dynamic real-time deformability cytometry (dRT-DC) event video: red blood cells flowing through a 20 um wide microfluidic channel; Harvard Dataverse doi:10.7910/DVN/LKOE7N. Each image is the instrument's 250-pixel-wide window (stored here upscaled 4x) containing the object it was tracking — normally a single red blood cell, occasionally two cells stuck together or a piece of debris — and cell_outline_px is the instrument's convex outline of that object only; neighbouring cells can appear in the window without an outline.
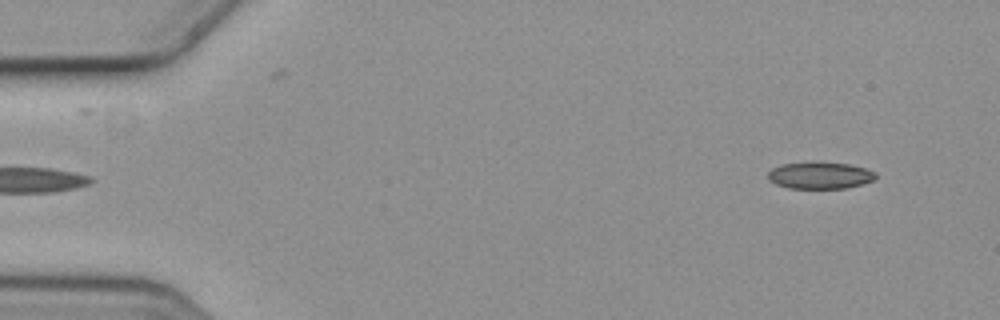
{"species": "common noctule bat (a hibernating species)", "species_latin": "Nyctalus noctula", "temperature_condition": "cold", "stored_images_in_passage": 6, "camera_frame_rate_fps": 3000, "um_per_image_px": 0.085, "animal": {"sex": "female", "body_mass_g": 19.3, "forearm_length_mm": 54.1}, "frame": {"image": 1, "passage_image": 1, "time_ms": 0.0, "image_size_px": [1000, 320], "cell_outline_px": [[876, 176], [872, 180], [860, 184], [844, 188], [788, 188], [776, 184], [768, 180], [768, 172], [772, 168], [780, 164], [812, 160], [848, 164], [864, 168], [876, 172]], "centroid_in_image_um": [69.63, 14.87], "position_along_channel_um": 15.4, "area_um2": 17.11}}
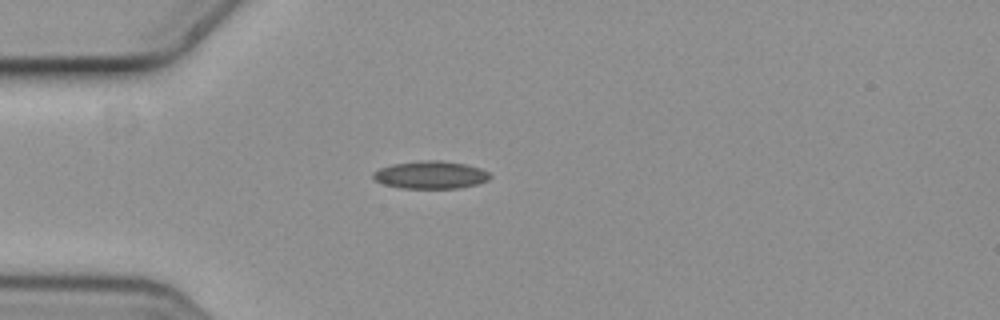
{"frame": {"image": 2, "passage_image": 4, "time_ms": 1.0, "image_size_px": [1000, 320], "cell_outline_px": [[492, 176], [488, 180], [476, 184], [456, 188], [400, 188], [384, 184], [376, 180], [372, 176], [372, 172], [380, 168], [392, 164], [420, 160], [440, 160], [464, 164], [480, 168], [488, 172]], "centroid_in_image_um": [36.58, 14.86], "position_along_channel_um": 48.4, "area_um2": 18.79}}
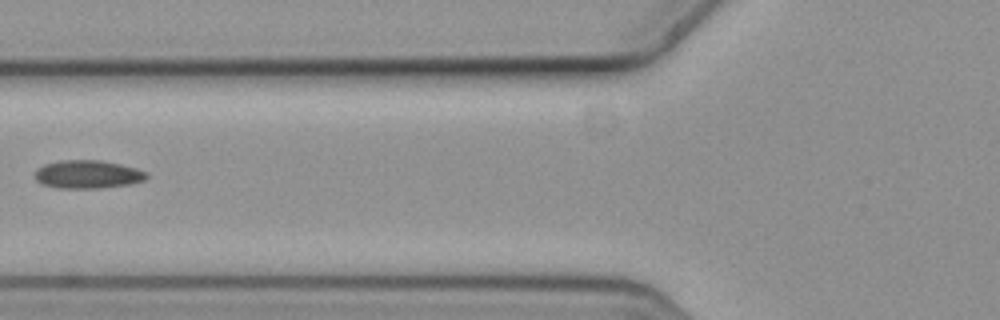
{"frame": {"image": 3, "passage_image": 6, "time_ms": 1.667, "image_size_px": [1000, 320], "cell_outline_px": [[148, 176], [144, 180], [132, 184], [100, 188], [56, 188], [40, 184], [36, 180], [36, 168], [44, 164], [60, 160], [100, 160], [120, 164], [136, 168], [148, 172]], "centroid_in_image_um": [7.45, 14.82], "position_along_channel_um": 118.3, "area_um2": 18.55}}